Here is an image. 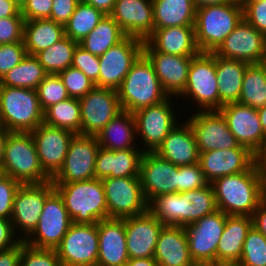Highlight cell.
Listing matches in <instances>:
<instances>
[{
  "label": "cell",
  "mask_w": 266,
  "mask_h": 266,
  "mask_svg": "<svg viewBox=\"0 0 266 266\" xmlns=\"http://www.w3.org/2000/svg\"><path fill=\"white\" fill-rule=\"evenodd\" d=\"M213 186L161 194L148 203V211L163 225L185 227L217 211Z\"/></svg>",
  "instance_id": "6da1fadb"
},
{
  "label": "cell",
  "mask_w": 266,
  "mask_h": 266,
  "mask_svg": "<svg viewBox=\"0 0 266 266\" xmlns=\"http://www.w3.org/2000/svg\"><path fill=\"white\" fill-rule=\"evenodd\" d=\"M218 210L227 215L252 216L266 199V179L252 166L211 183Z\"/></svg>",
  "instance_id": "7a4b0ae2"
},
{
  "label": "cell",
  "mask_w": 266,
  "mask_h": 266,
  "mask_svg": "<svg viewBox=\"0 0 266 266\" xmlns=\"http://www.w3.org/2000/svg\"><path fill=\"white\" fill-rule=\"evenodd\" d=\"M117 93L121 109L130 113L161 103L169 97L143 53L133 63Z\"/></svg>",
  "instance_id": "3957f363"
},
{
  "label": "cell",
  "mask_w": 266,
  "mask_h": 266,
  "mask_svg": "<svg viewBox=\"0 0 266 266\" xmlns=\"http://www.w3.org/2000/svg\"><path fill=\"white\" fill-rule=\"evenodd\" d=\"M1 164L3 174L22 185L51 181L40 164L37 148L30 132L7 133Z\"/></svg>",
  "instance_id": "277c9868"
},
{
  "label": "cell",
  "mask_w": 266,
  "mask_h": 266,
  "mask_svg": "<svg viewBox=\"0 0 266 266\" xmlns=\"http://www.w3.org/2000/svg\"><path fill=\"white\" fill-rule=\"evenodd\" d=\"M74 224H93L107 219V203L101 179L54 184Z\"/></svg>",
  "instance_id": "5b68a950"
},
{
  "label": "cell",
  "mask_w": 266,
  "mask_h": 266,
  "mask_svg": "<svg viewBox=\"0 0 266 266\" xmlns=\"http://www.w3.org/2000/svg\"><path fill=\"white\" fill-rule=\"evenodd\" d=\"M242 19L239 0L196 9L195 39L200 52H214Z\"/></svg>",
  "instance_id": "8992f818"
},
{
  "label": "cell",
  "mask_w": 266,
  "mask_h": 266,
  "mask_svg": "<svg viewBox=\"0 0 266 266\" xmlns=\"http://www.w3.org/2000/svg\"><path fill=\"white\" fill-rule=\"evenodd\" d=\"M0 120L8 132H31L43 123L36 89L0 86Z\"/></svg>",
  "instance_id": "52a82bcc"
},
{
  "label": "cell",
  "mask_w": 266,
  "mask_h": 266,
  "mask_svg": "<svg viewBox=\"0 0 266 266\" xmlns=\"http://www.w3.org/2000/svg\"><path fill=\"white\" fill-rule=\"evenodd\" d=\"M178 97L192 98L199 111L219 110L214 52H200L192 58L185 89Z\"/></svg>",
  "instance_id": "ba28073f"
},
{
  "label": "cell",
  "mask_w": 266,
  "mask_h": 266,
  "mask_svg": "<svg viewBox=\"0 0 266 266\" xmlns=\"http://www.w3.org/2000/svg\"><path fill=\"white\" fill-rule=\"evenodd\" d=\"M72 220L63 198L54 189L47 197L40 219L24 243L38 249H56L67 233Z\"/></svg>",
  "instance_id": "9c48e42d"
},
{
  "label": "cell",
  "mask_w": 266,
  "mask_h": 266,
  "mask_svg": "<svg viewBox=\"0 0 266 266\" xmlns=\"http://www.w3.org/2000/svg\"><path fill=\"white\" fill-rule=\"evenodd\" d=\"M173 99V96H169L161 103L138 109L133 113L137 135L139 140L143 141V152H155L169 132L180 123V117L177 119L176 110L171 104Z\"/></svg>",
  "instance_id": "30bf717a"
},
{
  "label": "cell",
  "mask_w": 266,
  "mask_h": 266,
  "mask_svg": "<svg viewBox=\"0 0 266 266\" xmlns=\"http://www.w3.org/2000/svg\"><path fill=\"white\" fill-rule=\"evenodd\" d=\"M107 203V218L124 219L145 213L148 203L139 177L102 179Z\"/></svg>",
  "instance_id": "8fae6325"
},
{
  "label": "cell",
  "mask_w": 266,
  "mask_h": 266,
  "mask_svg": "<svg viewBox=\"0 0 266 266\" xmlns=\"http://www.w3.org/2000/svg\"><path fill=\"white\" fill-rule=\"evenodd\" d=\"M227 214L217 210L185 226L189 253L197 266L216 261L218 242L223 234Z\"/></svg>",
  "instance_id": "7c38bea8"
},
{
  "label": "cell",
  "mask_w": 266,
  "mask_h": 266,
  "mask_svg": "<svg viewBox=\"0 0 266 266\" xmlns=\"http://www.w3.org/2000/svg\"><path fill=\"white\" fill-rule=\"evenodd\" d=\"M100 148L97 136L74 134L63 166L51 179L53 184H66L95 178L96 155Z\"/></svg>",
  "instance_id": "4fadbf2b"
},
{
  "label": "cell",
  "mask_w": 266,
  "mask_h": 266,
  "mask_svg": "<svg viewBox=\"0 0 266 266\" xmlns=\"http://www.w3.org/2000/svg\"><path fill=\"white\" fill-rule=\"evenodd\" d=\"M55 250L62 266H97L99 252L97 223H72Z\"/></svg>",
  "instance_id": "5bb4252c"
},
{
  "label": "cell",
  "mask_w": 266,
  "mask_h": 266,
  "mask_svg": "<svg viewBox=\"0 0 266 266\" xmlns=\"http://www.w3.org/2000/svg\"><path fill=\"white\" fill-rule=\"evenodd\" d=\"M54 189L55 187L52 181L42 184L21 185L18 188L14 198L10 220L16 235L22 241L36 228L46 197Z\"/></svg>",
  "instance_id": "9a60e30c"
},
{
  "label": "cell",
  "mask_w": 266,
  "mask_h": 266,
  "mask_svg": "<svg viewBox=\"0 0 266 266\" xmlns=\"http://www.w3.org/2000/svg\"><path fill=\"white\" fill-rule=\"evenodd\" d=\"M143 45V40L126 36L99 56V87L117 90L133 63L143 53Z\"/></svg>",
  "instance_id": "2e32d148"
},
{
  "label": "cell",
  "mask_w": 266,
  "mask_h": 266,
  "mask_svg": "<svg viewBox=\"0 0 266 266\" xmlns=\"http://www.w3.org/2000/svg\"><path fill=\"white\" fill-rule=\"evenodd\" d=\"M214 53L223 58L241 60L249 64L264 63L266 35L243 18Z\"/></svg>",
  "instance_id": "e0dca14e"
},
{
  "label": "cell",
  "mask_w": 266,
  "mask_h": 266,
  "mask_svg": "<svg viewBox=\"0 0 266 266\" xmlns=\"http://www.w3.org/2000/svg\"><path fill=\"white\" fill-rule=\"evenodd\" d=\"M81 134L97 136L122 109L117 90L95 86L79 98Z\"/></svg>",
  "instance_id": "ac0fdd59"
},
{
  "label": "cell",
  "mask_w": 266,
  "mask_h": 266,
  "mask_svg": "<svg viewBox=\"0 0 266 266\" xmlns=\"http://www.w3.org/2000/svg\"><path fill=\"white\" fill-rule=\"evenodd\" d=\"M186 119L194 131L199 153L232 149L240 145L218 110H196Z\"/></svg>",
  "instance_id": "d6986e66"
},
{
  "label": "cell",
  "mask_w": 266,
  "mask_h": 266,
  "mask_svg": "<svg viewBox=\"0 0 266 266\" xmlns=\"http://www.w3.org/2000/svg\"><path fill=\"white\" fill-rule=\"evenodd\" d=\"M30 133L37 148L40 164L52 179L63 166L74 133L45 123Z\"/></svg>",
  "instance_id": "ffe728a7"
},
{
  "label": "cell",
  "mask_w": 266,
  "mask_h": 266,
  "mask_svg": "<svg viewBox=\"0 0 266 266\" xmlns=\"http://www.w3.org/2000/svg\"><path fill=\"white\" fill-rule=\"evenodd\" d=\"M139 179L147 203L161 194L178 192V166L155 152H144Z\"/></svg>",
  "instance_id": "44dd1931"
},
{
  "label": "cell",
  "mask_w": 266,
  "mask_h": 266,
  "mask_svg": "<svg viewBox=\"0 0 266 266\" xmlns=\"http://www.w3.org/2000/svg\"><path fill=\"white\" fill-rule=\"evenodd\" d=\"M143 54L152 64L163 90L178 99L185 89L193 57L156 52L146 41Z\"/></svg>",
  "instance_id": "7402d4cb"
},
{
  "label": "cell",
  "mask_w": 266,
  "mask_h": 266,
  "mask_svg": "<svg viewBox=\"0 0 266 266\" xmlns=\"http://www.w3.org/2000/svg\"><path fill=\"white\" fill-rule=\"evenodd\" d=\"M199 164L209 184L226 175L246 172L253 166V153L245 146L199 153Z\"/></svg>",
  "instance_id": "603a6c76"
},
{
  "label": "cell",
  "mask_w": 266,
  "mask_h": 266,
  "mask_svg": "<svg viewBox=\"0 0 266 266\" xmlns=\"http://www.w3.org/2000/svg\"><path fill=\"white\" fill-rule=\"evenodd\" d=\"M124 226L129 259L153 257L164 225L147 210L124 218Z\"/></svg>",
  "instance_id": "cb8c5ba5"
},
{
  "label": "cell",
  "mask_w": 266,
  "mask_h": 266,
  "mask_svg": "<svg viewBox=\"0 0 266 266\" xmlns=\"http://www.w3.org/2000/svg\"><path fill=\"white\" fill-rule=\"evenodd\" d=\"M218 111L238 143L253 153L265 138L257 110L236 102L223 105Z\"/></svg>",
  "instance_id": "d4e9b609"
},
{
  "label": "cell",
  "mask_w": 266,
  "mask_h": 266,
  "mask_svg": "<svg viewBox=\"0 0 266 266\" xmlns=\"http://www.w3.org/2000/svg\"><path fill=\"white\" fill-rule=\"evenodd\" d=\"M110 16L126 36L145 41L154 31L152 0H116Z\"/></svg>",
  "instance_id": "484cf974"
},
{
  "label": "cell",
  "mask_w": 266,
  "mask_h": 266,
  "mask_svg": "<svg viewBox=\"0 0 266 266\" xmlns=\"http://www.w3.org/2000/svg\"><path fill=\"white\" fill-rule=\"evenodd\" d=\"M99 252L97 266H124L129 257L124 219L107 218L97 222Z\"/></svg>",
  "instance_id": "4316f807"
},
{
  "label": "cell",
  "mask_w": 266,
  "mask_h": 266,
  "mask_svg": "<svg viewBox=\"0 0 266 266\" xmlns=\"http://www.w3.org/2000/svg\"><path fill=\"white\" fill-rule=\"evenodd\" d=\"M155 153L176 166L199 162V151L194 131L189 122L181 121L157 148Z\"/></svg>",
  "instance_id": "83f0119b"
},
{
  "label": "cell",
  "mask_w": 266,
  "mask_h": 266,
  "mask_svg": "<svg viewBox=\"0 0 266 266\" xmlns=\"http://www.w3.org/2000/svg\"><path fill=\"white\" fill-rule=\"evenodd\" d=\"M143 154L141 149L111 151L100 147L96 155L95 178L139 177Z\"/></svg>",
  "instance_id": "f1b7e54d"
},
{
  "label": "cell",
  "mask_w": 266,
  "mask_h": 266,
  "mask_svg": "<svg viewBox=\"0 0 266 266\" xmlns=\"http://www.w3.org/2000/svg\"><path fill=\"white\" fill-rule=\"evenodd\" d=\"M153 257L158 266H197L189 253L185 229L180 226L162 227Z\"/></svg>",
  "instance_id": "f546056e"
},
{
  "label": "cell",
  "mask_w": 266,
  "mask_h": 266,
  "mask_svg": "<svg viewBox=\"0 0 266 266\" xmlns=\"http://www.w3.org/2000/svg\"><path fill=\"white\" fill-rule=\"evenodd\" d=\"M156 52L194 57L200 53L194 26H176L154 29L145 40Z\"/></svg>",
  "instance_id": "4dcf8cb0"
},
{
  "label": "cell",
  "mask_w": 266,
  "mask_h": 266,
  "mask_svg": "<svg viewBox=\"0 0 266 266\" xmlns=\"http://www.w3.org/2000/svg\"><path fill=\"white\" fill-rule=\"evenodd\" d=\"M136 137L138 136L134 114L124 110L97 135L100 147L111 151L141 149L136 146Z\"/></svg>",
  "instance_id": "1f68e13d"
},
{
  "label": "cell",
  "mask_w": 266,
  "mask_h": 266,
  "mask_svg": "<svg viewBox=\"0 0 266 266\" xmlns=\"http://www.w3.org/2000/svg\"><path fill=\"white\" fill-rule=\"evenodd\" d=\"M215 62L220 109L223 105L239 101L244 72L249 63L241 60L223 58L216 54Z\"/></svg>",
  "instance_id": "d6a6232c"
},
{
  "label": "cell",
  "mask_w": 266,
  "mask_h": 266,
  "mask_svg": "<svg viewBox=\"0 0 266 266\" xmlns=\"http://www.w3.org/2000/svg\"><path fill=\"white\" fill-rule=\"evenodd\" d=\"M251 227L250 216L227 215L225 228L217 246L216 260L239 261L243 243Z\"/></svg>",
  "instance_id": "836d02e7"
},
{
  "label": "cell",
  "mask_w": 266,
  "mask_h": 266,
  "mask_svg": "<svg viewBox=\"0 0 266 266\" xmlns=\"http://www.w3.org/2000/svg\"><path fill=\"white\" fill-rule=\"evenodd\" d=\"M152 3L154 29L195 25L193 0H152Z\"/></svg>",
  "instance_id": "e575fe53"
},
{
  "label": "cell",
  "mask_w": 266,
  "mask_h": 266,
  "mask_svg": "<svg viewBox=\"0 0 266 266\" xmlns=\"http://www.w3.org/2000/svg\"><path fill=\"white\" fill-rule=\"evenodd\" d=\"M65 36L64 25L50 19L25 21L23 43L29 55L54 45Z\"/></svg>",
  "instance_id": "d590c367"
},
{
  "label": "cell",
  "mask_w": 266,
  "mask_h": 266,
  "mask_svg": "<svg viewBox=\"0 0 266 266\" xmlns=\"http://www.w3.org/2000/svg\"><path fill=\"white\" fill-rule=\"evenodd\" d=\"M125 37L118 23L110 15H105L79 45L99 57Z\"/></svg>",
  "instance_id": "8d00e7d4"
},
{
  "label": "cell",
  "mask_w": 266,
  "mask_h": 266,
  "mask_svg": "<svg viewBox=\"0 0 266 266\" xmlns=\"http://www.w3.org/2000/svg\"><path fill=\"white\" fill-rule=\"evenodd\" d=\"M238 103L256 110L266 105V62L247 66Z\"/></svg>",
  "instance_id": "74e56055"
},
{
  "label": "cell",
  "mask_w": 266,
  "mask_h": 266,
  "mask_svg": "<svg viewBox=\"0 0 266 266\" xmlns=\"http://www.w3.org/2000/svg\"><path fill=\"white\" fill-rule=\"evenodd\" d=\"M47 75L38 58L35 55L27 54L0 80V86L37 89Z\"/></svg>",
  "instance_id": "f35d334b"
},
{
  "label": "cell",
  "mask_w": 266,
  "mask_h": 266,
  "mask_svg": "<svg viewBox=\"0 0 266 266\" xmlns=\"http://www.w3.org/2000/svg\"><path fill=\"white\" fill-rule=\"evenodd\" d=\"M43 123L81 134V107L78 98H69L43 112Z\"/></svg>",
  "instance_id": "ab89813d"
},
{
  "label": "cell",
  "mask_w": 266,
  "mask_h": 266,
  "mask_svg": "<svg viewBox=\"0 0 266 266\" xmlns=\"http://www.w3.org/2000/svg\"><path fill=\"white\" fill-rule=\"evenodd\" d=\"M78 44L65 35L57 43L40 51L35 56L47 74L58 75L72 66L73 53Z\"/></svg>",
  "instance_id": "60d3db41"
},
{
  "label": "cell",
  "mask_w": 266,
  "mask_h": 266,
  "mask_svg": "<svg viewBox=\"0 0 266 266\" xmlns=\"http://www.w3.org/2000/svg\"><path fill=\"white\" fill-rule=\"evenodd\" d=\"M104 16L105 14L95 7L79 2L64 26L65 35L79 43L98 25Z\"/></svg>",
  "instance_id": "b9f144b4"
},
{
  "label": "cell",
  "mask_w": 266,
  "mask_h": 266,
  "mask_svg": "<svg viewBox=\"0 0 266 266\" xmlns=\"http://www.w3.org/2000/svg\"><path fill=\"white\" fill-rule=\"evenodd\" d=\"M239 261L242 266H266V237L253 226L247 233Z\"/></svg>",
  "instance_id": "7bdbcfd3"
},
{
  "label": "cell",
  "mask_w": 266,
  "mask_h": 266,
  "mask_svg": "<svg viewBox=\"0 0 266 266\" xmlns=\"http://www.w3.org/2000/svg\"><path fill=\"white\" fill-rule=\"evenodd\" d=\"M36 90L43 112L50 106L70 98L59 75L48 74Z\"/></svg>",
  "instance_id": "ee69618b"
},
{
  "label": "cell",
  "mask_w": 266,
  "mask_h": 266,
  "mask_svg": "<svg viewBox=\"0 0 266 266\" xmlns=\"http://www.w3.org/2000/svg\"><path fill=\"white\" fill-rule=\"evenodd\" d=\"M20 266H62L55 249H38L21 241Z\"/></svg>",
  "instance_id": "f6af8a7d"
},
{
  "label": "cell",
  "mask_w": 266,
  "mask_h": 266,
  "mask_svg": "<svg viewBox=\"0 0 266 266\" xmlns=\"http://www.w3.org/2000/svg\"><path fill=\"white\" fill-rule=\"evenodd\" d=\"M58 75L71 98L84 97L96 86L81 70L72 66Z\"/></svg>",
  "instance_id": "bcb514c9"
},
{
  "label": "cell",
  "mask_w": 266,
  "mask_h": 266,
  "mask_svg": "<svg viewBox=\"0 0 266 266\" xmlns=\"http://www.w3.org/2000/svg\"><path fill=\"white\" fill-rule=\"evenodd\" d=\"M72 67L81 70L97 87H99V57L91 54L79 44L73 53Z\"/></svg>",
  "instance_id": "7dc6e473"
},
{
  "label": "cell",
  "mask_w": 266,
  "mask_h": 266,
  "mask_svg": "<svg viewBox=\"0 0 266 266\" xmlns=\"http://www.w3.org/2000/svg\"><path fill=\"white\" fill-rule=\"evenodd\" d=\"M208 184L199 162L192 165L178 166L179 193L202 188Z\"/></svg>",
  "instance_id": "c3c4849f"
},
{
  "label": "cell",
  "mask_w": 266,
  "mask_h": 266,
  "mask_svg": "<svg viewBox=\"0 0 266 266\" xmlns=\"http://www.w3.org/2000/svg\"><path fill=\"white\" fill-rule=\"evenodd\" d=\"M27 55L23 42L0 45V80Z\"/></svg>",
  "instance_id": "681fc988"
},
{
  "label": "cell",
  "mask_w": 266,
  "mask_h": 266,
  "mask_svg": "<svg viewBox=\"0 0 266 266\" xmlns=\"http://www.w3.org/2000/svg\"><path fill=\"white\" fill-rule=\"evenodd\" d=\"M243 5V18L266 35V0H239Z\"/></svg>",
  "instance_id": "f907efd6"
},
{
  "label": "cell",
  "mask_w": 266,
  "mask_h": 266,
  "mask_svg": "<svg viewBox=\"0 0 266 266\" xmlns=\"http://www.w3.org/2000/svg\"><path fill=\"white\" fill-rule=\"evenodd\" d=\"M25 19L19 12L14 17L0 19V45L23 42Z\"/></svg>",
  "instance_id": "816d5d0a"
},
{
  "label": "cell",
  "mask_w": 266,
  "mask_h": 266,
  "mask_svg": "<svg viewBox=\"0 0 266 266\" xmlns=\"http://www.w3.org/2000/svg\"><path fill=\"white\" fill-rule=\"evenodd\" d=\"M21 185L10 176L0 177V218L11 219L14 198Z\"/></svg>",
  "instance_id": "f5cc1de1"
},
{
  "label": "cell",
  "mask_w": 266,
  "mask_h": 266,
  "mask_svg": "<svg viewBox=\"0 0 266 266\" xmlns=\"http://www.w3.org/2000/svg\"><path fill=\"white\" fill-rule=\"evenodd\" d=\"M53 0H26L20 6V13L25 21L50 19Z\"/></svg>",
  "instance_id": "db71d44e"
},
{
  "label": "cell",
  "mask_w": 266,
  "mask_h": 266,
  "mask_svg": "<svg viewBox=\"0 0 266 266\" xmlns=\"http://www.w3.org/2000/svg\"><path fill=\"white\" fill-rule=\"evenodd\" d=\"M80 0H53L50 20L65 26Z\"/></svg>",
  "instance_id": "11a10c76"
},
{
  "label": "cell",
  "mask_w": 266,
  "mask_h": 266,
  "mask_svg": "<svg viewBox=\"0 0 266 266\" xmlns=\"http://www.w3.org/2000/svg\"><path fill=\"white\" fill-rule=\"evenodd\" d=\"M21 241L14 231L11 220L0 218V251L9 250Z\"/></svg>",
  "instance_id": "9f6ffc18"
},
{
  "label": "cell",
  "mask_w": 266,
  "mask_h": 266,
  "mask_svg": "<svg viewBox=\"0 0 266 266\" xmlns=\"http://www.w3.org/2000/svg\"><path fill=\"white\" fill-rule=\"evenodd\" d=\"M253 166L256 171L266 179V137L253 152Z\"/></svg>",
  "instance_id": "6f0895ef"
},
{
  "label": "cell",
  "mask_w": 266,
  "mask_h": 266,
  "mask_svg": "<svg viewBox=\"0 0 266 266\" xmlns=\"http://www.w3.org/2000/svg\"><path fill=\"white\" fill-rule=\"evenodd\" d=\"M21 242L13 248L0 251V266H20Z\"/></svg>",
  "instance_id": "680465c9"
},
{
  "label": "cell",
  "mask_w": 266,
  "mask_h": 266,
  "mask_svg": "<svg viewBox=\"0 0 266 266\" xmlns=\"http://www.w3.org/2000/svg\"><path fill=\"white\" fill-rule=\"evenodd\" d=\"M252 226L266 237V199L251 216Z\"/></svg>",
  "instance_id": "91938a15"
},
{
  "label": "cell",
  "mask_w": 266,
  "mask_h": 266,
  "mask_svg": "<svg viewBox=\"0 0 266 266\" xmlns=\"http://www.w3.org/2000/svg\"><path fill=\"white\" fill-rule=\"evenodd\" d=\"M20 12V6L14 0H0V19L14 17Z\"/></svg>",
  "instance_id": "94428289"
},
{
  "label": "cell",
  "mask_w": 266,
  "mask_h": 266,
  "mask_svg": "<svg viewBox=\"0 0 266 266\" xmlns=\"http://www.w3.org/2000/svg\"><path fill=\"white\" fill-rule=\"evenodd\" d=\"M102 11L105 15H110L114 9L116 0H80Z\"/></svg>",
  "instance_id": "6125c7cd"
},
{
  "label": "cell",
  "mask_w": 266,
  "mask_h": 266,
  "mask_svg": "<svg viewBox=\"0 0 266 266\" xmlns=\"http://www.w3.org/2000/svg\"><path fill=\"white\" fill-rule=\"evenodd\" d=\"M127 266H158L154 257L129 259Z\"/></svg>",
  "instance_id": "be15d7a7"
},
{
  "label": "cell",
  "mask_w": 266,
  "mask_h": 266,
  "mask_svg": "<svg viewBox=\"0 0 266 266\" xmlns=\"http://www.w3.org/2000/svg\"><path fill=\"white\" fill-rule=\"evenodd\" d=\"M234 0H193L196 9L204 6L223 5L232 3Z\"/></svg>",
  "instance_id": "e7e4bbea"
},
{
  "label": "cell",
  "mask_w": 266,
  "mask_h": 266,
  "mask_svg": "<svg viewBox=\"0 0 266 266\" xmlns=\"http://www.w3.org/2000/svg\"><path fill=\"white\" fill-rule=\"evenodd\" d=\"M206 266H242L240 261L232 260H216L212 263H209Z\"/></svg>",
  "instance_id": "03108f58"
},
{
  "label": "cell",
  "mask_w": 266,
  "mask_h": 266,
  "mask_svg": "<svg viewBox=\"0 0 266 266\" xmlns=\"http://www.w3.org/2000/svg\"><path fill=\"white\" fill-rule=\"evenodd\" d=\"M7 133L8 131L5 129L0 131V163H2L3 160V153H4L5 142L7 139Z\"/></svg>",
  "instance_id": "003e7915"
},
{
  "label": "cell",
  "mask_w": 266,
  "mask_h": 266,
  "mask_svg": "<svg viewBox=\"0 0 266 266\" xmlns=\"http://www.w3.org/2000/svg\"><path fill=\"white\" fill-rule=\"evenodd\" d=\"M257 112L259 115L260 123L264 131V137H266V105L258 109Z\"/></svg>",
  "instance_id": "a7ac6f4b"
},
{
  "label": "cell",
  "mask_w": 266,
  "mask_h": 266,
  "mask_svg": "<svg viewBox=\"0 0 266 266\" xmlns=\"http://www.w3.org/2000/svg\"><path fill=\"white\" fill-rule=\"evenodd\" d=\"M19 6H21L26 0H14Z\"/></svg>",
  "instance_id": "89a4df30"
},
{
  "label": "cell",
  "mask_w": 266,
  "mask_h": 266,
  "mask_svg": "<svg viewBox=\"0 0 266 266\" xmlns=\"http://www.w3.org/2000/svg\"><path fill=\"white\" fill-rule=\"evenodd\" d=\"M2 175H4V174H3V170H2V164L0 163V177H1Z\"/></svg>",
  "instance_id": "2644e50d"
},
{
  "label": "cell",
  "mask_w": 266,
  "mask_h": 266,
  "mask_svg": "<svg viewBox=\"0 0 266 266\" xmlns=\"http://www.w3.org/2000/svg\"><path fill=\"white\" fill-rule=\"evenodd\" d=\"M3 130V126H2V123H1V120H0V131Z\"/></svg>",
  "instance_id": "8c879c8a"
}]
</instances>
